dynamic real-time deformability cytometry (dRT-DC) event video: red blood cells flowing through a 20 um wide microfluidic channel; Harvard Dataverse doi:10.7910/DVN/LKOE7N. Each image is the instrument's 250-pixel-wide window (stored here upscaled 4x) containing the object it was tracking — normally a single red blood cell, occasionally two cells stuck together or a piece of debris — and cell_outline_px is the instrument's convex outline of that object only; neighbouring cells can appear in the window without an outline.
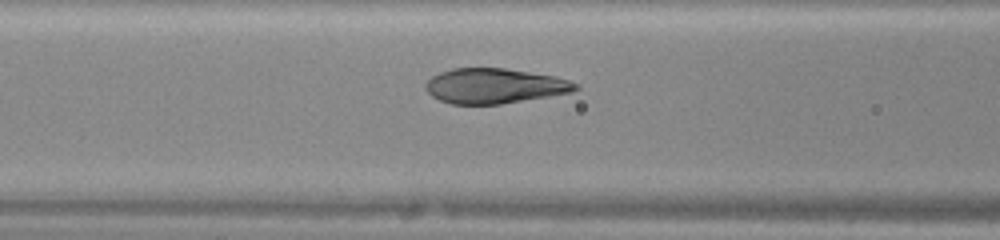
{"species": "human", "species_latin": "Homo sapiens", "temperature_condition": "warm", "stored_images_in_passage": 36, "camera_frame_rate_fps": 3000, "um_per_image_px": 0.085, "donor": {"sex": "female"}, "frame": {"image": 1, "passage_image": 16, "time_ms": 5.0, "image_size_px": [1000, 240], "cell_outline_px": [[580, 88], [572, 92], [500, 104], [452, 104], [440, 100], [432, 96], [424, 88], [424, 84], [432, 76], [440, 72], [452, 68], [504, 68], [556, 76], [568, 80], [576, 84]], "centroid_in_image_um": [42.01, 7.3], "position_along_channel_um": 124.6, "area_um2": 30.52}}
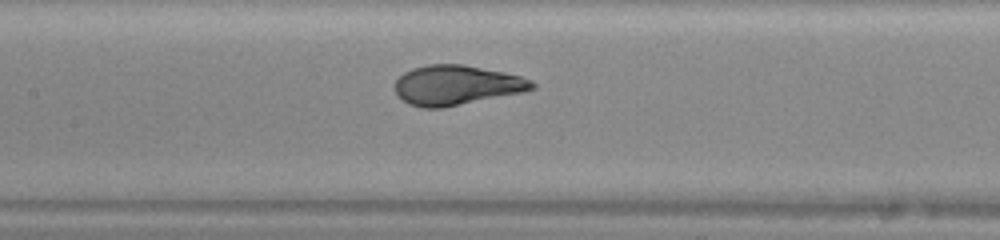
{"frame": {"image": 2, "passage_image": 19, "time_ms": 6.0, "image_size_px": [1000, 240], "cell_outline_px": [[536, 88], [524, 92], [444, 108], [420, 108], [408, 104], [392, 88], [392, 84], [404, 72], [412, 68], [428, 64], [464, 64], [504, 72], [520, 76], [532, 80], [536, 84]], "centroid_in_image_um": [38.79, 7.24], "position_along_channel_um": 168.6, "area_um2": 32.19}}
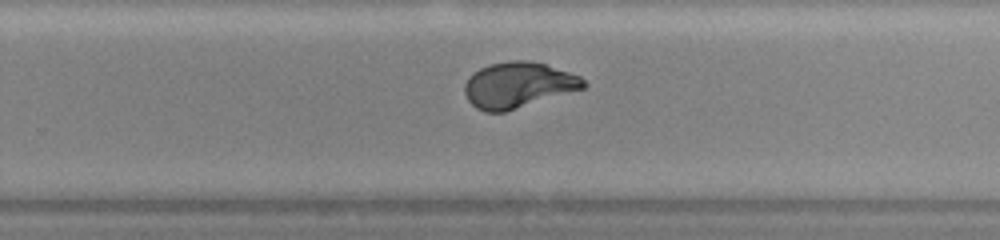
{"frame": {"image": 3, "passage_image": 27, "time_ms": 8.667, "image_size_px": [1000, 240], "cell_outline_px": [[588, 84], [584, 88], [504, 112], [484, 112], [476, 108], [468, 100], [464, 92], [464, 84], [468, 76], [480, 68], [492, 64], [508, 60], [524, 60], [544, 64], [580, 76]], "centroid_in_image_um": [44.01, 7.23], "position_along_channel_um": 285.8, "area_um2": 31.44}}